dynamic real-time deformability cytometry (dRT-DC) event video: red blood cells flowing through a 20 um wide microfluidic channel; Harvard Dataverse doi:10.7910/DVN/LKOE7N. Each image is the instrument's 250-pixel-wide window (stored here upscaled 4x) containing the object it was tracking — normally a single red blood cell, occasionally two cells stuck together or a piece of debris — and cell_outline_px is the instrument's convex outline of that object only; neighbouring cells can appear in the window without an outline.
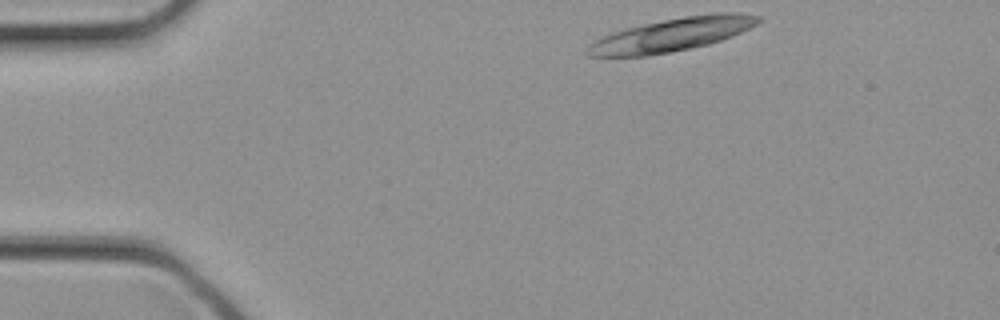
{"species": "common noctule bat (a hibernating species)", "species_latin": "Nyctalus noctula", "temperature_condition": "cold", "stored_images_in_passage": 27, "camera_frame_rate_fps": 3000, "um_per_image_px": 0.085, "animal": {"sex": "female", "body_mass_g": 21.9}, "frame": {"image": 1, "passage_image": 1, "time_ms": 0.0, "image_size_px": [1000, 320], "cell_outline_px": [[760, 20], [756, 24], [732, 36], [708, 44], [648, 56], [588, 56], [584, 52], [584, 48], [588, 44], [608, 32], [644, 24], [684, 16], [716, 12], [736, 12], [760, 16]], "centroid_in_image_um": [57.03, 2.95], "position_along_channel_um": 28.0, "area_um2": 33.0}}
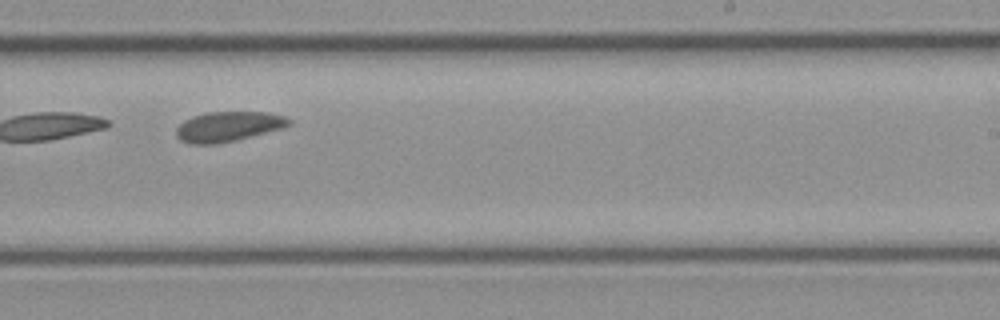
{"frame": {"image": 2, "passage_image": 16, "time_ms": 5.0, "image_size_px": [1000, 320], "cell_outline_px": [[292, 124], [284, 128], [236, 140], [216, 144], [188, 144], [180, 140], [176, 136], [176, 128], [184, 120], [192, 116], [208, 112], [264, 112], [284, 116], [292, 120]], "centroid_in_image_um": [19.4, 10.76], "position_along_channel_um": 269.6, "area_um2": 19.83}}
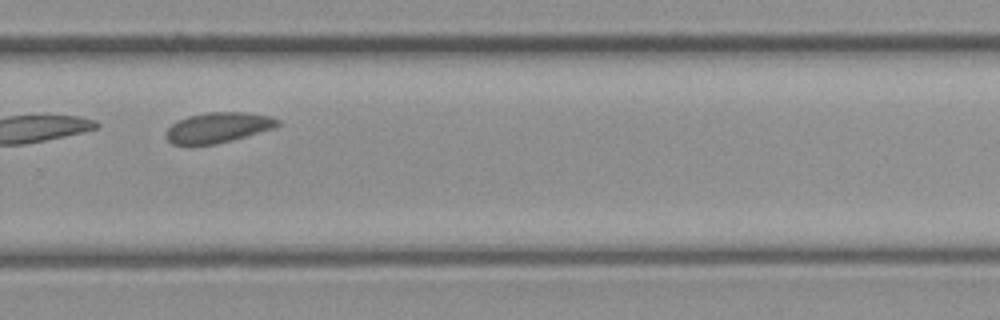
{"frame": {"image": 3, "passage_image": 18, "time_ms": 5.667, "image_size_px": [1000, 320], "cell_outline_px": [[280, 124], [276, 128], [232, 140], [216, 144], [172, 144], [164, 136], [164, 132], [176, 120], [188, 116], [208, 112], [244, 112], [272, 116], [280, 120]], "centroid_in_image_um": [18.55, 10.83], "position_along_channel_um": 311.3, "area_um2": 19.88}}